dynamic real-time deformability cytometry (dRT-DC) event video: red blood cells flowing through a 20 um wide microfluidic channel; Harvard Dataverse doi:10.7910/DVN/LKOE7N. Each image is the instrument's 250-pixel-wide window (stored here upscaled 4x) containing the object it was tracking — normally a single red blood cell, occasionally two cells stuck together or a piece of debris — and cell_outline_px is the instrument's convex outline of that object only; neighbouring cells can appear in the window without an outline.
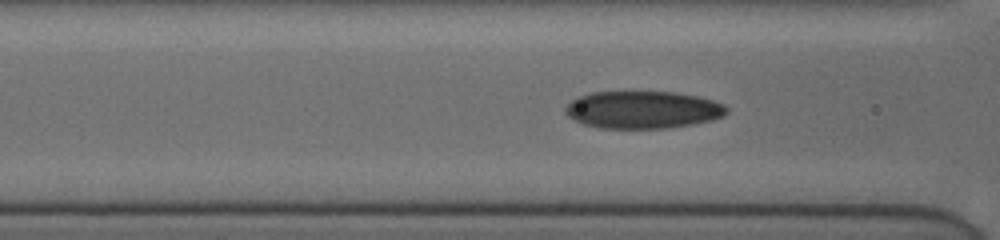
{"species": "human", "species_latin": "Homo sapiens", "temperature_condition": "cold", "stored_images_in_passage": 57, "camera_frame_rate_fps": 3000, "um_per_image_px": 0.085, "donor": {"sex": "female"}, "frame": {"image": 1, "passage_image": 11, "time_ms": 1.667, "image_size_px": [1000, 240], "cell_outline_px": [[728, 112], [724, 116], [712, 120], [692, 124], [668, 128], [600, 128], [584, 124], [568, 116], [564, 112], [564, 108], [576, 96], [592, 92], [676, 92], [696, 96], [712, 100], [724, 104], [728, 108]], "centroid_in_image_um": [54.64, 9.33], "position_along_channel_um": 112.0, "area_um2": 35.26}}
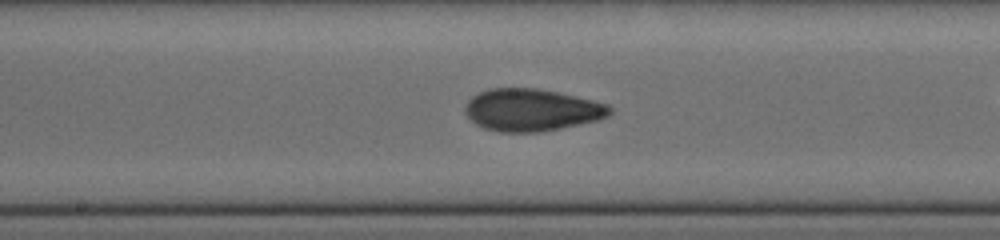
{"frame": {"image": 2, "passage_image": 24, "time_ms": 4.0, "image_size_px": [1000, 240], "cell_outline_px": [[612, 112], [608, 116], [596, 120], [560, 128], [540, 132], [500, 132], [484, 128], [476, 124], [464, 112], [464, 108], [468, 100], [472, 96], [488, 88], [536, 88], [576, 96], [608, 104], [612, 108]], "centroid_in_image_um": [45.17, 9.34], "position_along_channel_um": 203.0, "area_um2": 35.49}}
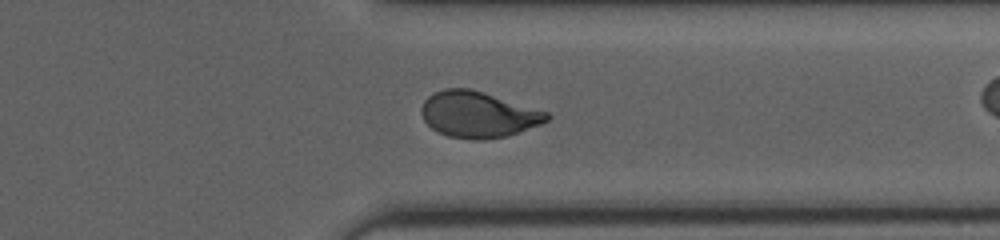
{"frame": {"image": 3, "passage_image": 41, "time_ms": 8.333, "image_size_px": [1000, 240], "cell_outline_px": [[552, 116], [548, 120], [540, 124], [504, 136], [484, 140], [472, 140], [448, 136], [432, 128], [424, 120], [420, 112], [420, 108], [424, 100], [428, 96], [444, 88], [468, 88], [484, 92], [548, 112]], "centroid_in_image_um": [40.62, 9.72], "position_along_channel_um": 370.8, "area_um2": 33.47}, "authors_computed_cell_mechanics": {"area_um2": 34.68, "velocity_mm_per_s": 3.8861, "shape_relaxation_time_tau1_ms": 4.5419, "shape_relaxation_time_tau2_ms": 1.1353, "deformation_change_tau1": 0.1602, "deformation_change_tau2": 0.0601}}